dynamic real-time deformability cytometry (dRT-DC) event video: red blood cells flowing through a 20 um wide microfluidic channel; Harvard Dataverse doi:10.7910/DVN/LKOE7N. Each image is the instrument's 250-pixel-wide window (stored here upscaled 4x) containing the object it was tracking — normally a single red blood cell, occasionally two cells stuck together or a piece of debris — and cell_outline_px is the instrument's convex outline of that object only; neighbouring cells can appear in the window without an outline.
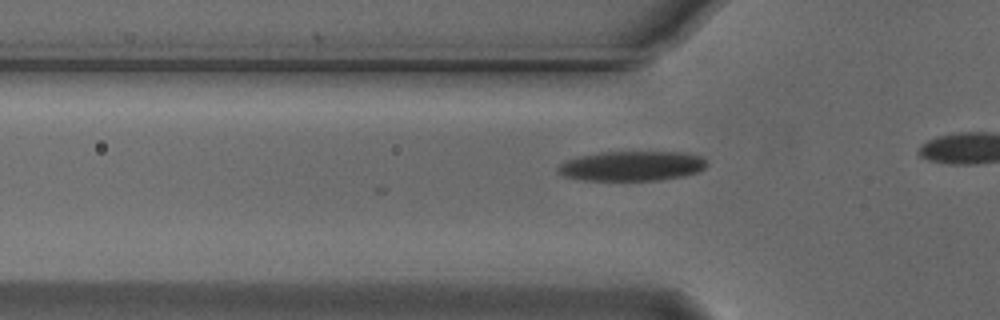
{"species": "Egyptian fruit bat (a non-hibernating species)", "species_latin": "Rousettus aegyptiacus", "temperature_condition": "cold", "stored_images_in_passage": 4, "camera_frame_rate_fps": 3000, "um_per_image_px": 0.085, "animal": {"sex": "male"}, "frame": {"image": 1, "passage_image": 2, "time_ms": 0.333, "image_size_px": [1000, 320], "cell_outline_px": [[708, 164], [704, 168], [696, 172], [684, 176], [660, 180], [584, 180], [564, 176], [556, 168], [564, 160], [576, 156], [600, 152], [684, 152], [704, 156]], "centroid_in_image_um": [53.72, 14.09], "position_along_channel_um": 72.1, "area_um2": 26.07}}